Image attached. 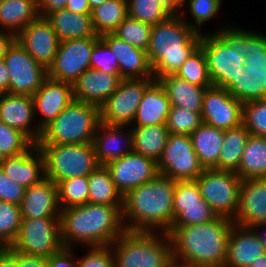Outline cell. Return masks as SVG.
<instances>
[{
  "label": "cell",
  "mask_w": 266,
  "mask_h": 267,
  "mask_svg": "<svg viewBox=\"0 0 266 267\" xmlns=\"http://www.w3.org/2000/svg\"><path fill=\"white\" fill-rule=\"evenodd\" d=\"M234 221L218 217L212 222L171 227L173 262L189 267H224Z\"/></svg>",
  "instance_id": "obj_1"
},
{
  "label": "cell",
  "mask_w": 266,
  "mask_h": 267,
  "mask_svg": "<svg viewBox=\"0 0 266 267\" xmlns=\"http://www.w3.org/2000/svg\"><path fill=\"white\" fill-rule=\"evenodd\" d=\"M176 182L158 174L151 181L129 191L123 197L122 218L125 230L154 232L156 227L167 234L174 222ZM125 219L130 223H125Z\"/></svg>",
  "instance_id": "obj_2"
},
{
  "label": "cell",
  "mask_w": 266,
  "mask_h": 267,
  "mask_svg": "<svg viewBox=\"0 0 266 267\" xmlns=\"http://www.w3.org/2000/svg\"><path fill=\"white\" fill-rule=\"evenodd\" d=\"M123 205L87 203L61 209L60 231L64 247L79 242L85 246L111 245L126 230L122 218Z\"/></svg>",
  "instance_id": "obj_3"
},
{
  "label": "cell",
  "mask_w": 266,
  "mask_h": 267,
  "mask_svg": "<svg viewBox=\"0 0 266 267\" xmlns=\"http://www.w3.org/2000/svg\"><path fill=\"white\" fill-rule=\"evenodd\" d=\"M184 20L179 13L152 25L146 52L155 80L175 74L200 46L202 32Z\"/></svg>",
  "instance_id": "obj_4"
},
{
  "label": "cell",
  "mask_w": 266,
  "mask_h": 267,
  "mask_svg": "<svg viewBox=\"0 0 266 267\" xmlns=\"http://www.w3.org/2000/svg\"><path fill=\"white\" fill-rule=\"evenodd\" d=\"M200 47L207 59L212 85L226 89L245 66L244 30L224 27L210 35L202 34Z\"/></svg>",
  "instance_id": "obj_5"
},
{
  "label": "cell",
  "mask_w": 266,
  "mask_h": 267,
  "mask_svg": "<svg viewBox=\"0 0 266 267\" xmlns=\"http://www.w3.org/2000/svg\"><path fill=\"white\" fill-rule=\"evenodd\" d=\"M162 235L125 231L111 244L115 267H169L173 263L171 239Z\"/></svg>",
  "instance_id": "obj_6"
},
{
  "label": "cell",
  "mask_w": 266,
  "mask_h": 267,
  "mask_svg": "<svg viewBox=\"0 0 266 267\" xmlns=\"http://www.w3.org/2000/svg\"><path fill=\"white\" fill-rule=\"evenodd\" d=\"M100 123L99 107L74 99L42 130L37 144L93 143Z\"/></svg>",
  "instance_id": "obj_7"
},
{
  "label": "cell",
  "mask_w": 266,
  "mask_h": 267,
  "mask_svg": "<svg viewBox=\"0 0 266 267\" xmlns=\"http://www.w3.org/2000/svg\"><path fill=\"white\" fill-rule=\"evenodd\" d=\"M37 146L44 156L46 179L55 184L68 178L89 175L99 166L93 143Z\"/></svg>",
  "instance_id": "obj_8"
},
{
  "label": "cell",
  "mask_w": 266,
  "mask_h": 267,
  "mask_svg": "<svg viewBox=\"0 0 266 267\" xmlns=\"http://www.w3.org/2000/svg\"><path fill=\"white\" fill-rule=\"evenodd\" d=\"M202 198L218 217L234 220L239 207L242 179L233 171L204 169L195 180Z\"/></svg>",
  "instance_id": "obj_9"
},
{
  "label": "cell",
  "mask_w": 266,
  "mask_h": 267,
  "mask_svg": "<svg viewBox=\"0 0 266 267\" xmlns=\"http://www.w3.org/2000/svg\"><path fill=\"white\" fill-rule=\"evenodd\" d=\"M64 247L60 218H22L18 236L11 245L18 252L48 258Z\"/></svg>",
  "instance_id": "obj_10"
},
{
  "label": "cell",
  "mask_w": 266,
  "mask_h": 267,
  "mask_svg": "<svg viewBox=\"0 0 266 267\" xmlns=\"http://www.w3.org/2000/svg\"><path fill=\"white\" fill-rule=\"evenodd\" d=\"M159 174L176 181H195L203 172L190 135L169 134L157 162Z\"/></svg>",
  "instance_id": "obj_11"
},
{
  "label": "cell",
  "mask_w": 266,
  "mask_h": 267,
  "mask_svg": "<svg viewBox=\"0 0 266 267\" xmlns=\"http://www.w3.org/2000/svg\"><path fill=\"white\" fill-rule=\"evenodd\" d=\"M154 78L121 79L116 91L100 107L101 122L128 127L133 122L146 88Z\"/></svg>",
  "instance_id": "obj_12"
},
{
  "label": "cell",
  "mask_w": 266,
  "mask_h": 267,
  "mask_svg": "<svg viewBox=\"0 0 266 267\" xmlns=\"http://www.w3.org/2000/svg\"><path fill=\"white\" fill-rule=\"evenodd\" d=\"M3 59L10 72V94L33 96L48 78V70L16 40L8 48Z\"/></svg>",
  "instance_id": "obj_13"
},
{
  "label": "cell",
  "mask_w": 266,
  "mask_h": 267,
  "mask_svg": "<svg viewBox=\"0 0 266 267\" xmlns=\"http://www.w3.org/2000/svg\"><path fill=\"white\" fill-rule=\"evenodd\" d=\"M100 37L60 41L58 52L48 68V77L74 84L89 69L91 53Z\"/></svg>",
  "instance_id": "obj_14"
},
{
  "label": "cell",
  "mask_w": 266,
  "mask_h": 267,
  "mask_svg": "<svg viewBox=\"0 0 266 267\" xmlns=\"http://www.w3.org/2000/svg\"><path fill=\"white\" fill-rule=\"evenodd\" d=\"M105 166L123 197L132 189L151 181L159 174L156 161L134 151Z\"/></svg>",
  "instance_id": "obj_15"
},
{
  "label": "cell",
  "mask_w": 266,
  "mask_h": 267,
  "mask_svg": "<svg viewBox=\"0 0 266 267\" xmlns=\"http://www.w3.org/2000/svg\"><path fill=\"white\" fill-rule=\"evenodd\" d=\"M202 122L227 130L242 124L243 103L231 95L227 89L212 86L203 96Z\"/></svg>",
  "instance_id": "obj_16"
},
{
  "label": "cell",
  "mask_w": 266,
  "mask_h": 267,
  "mask_svg": "<svg viewBox=\"0 0 266 267\" xmlns=\"http://www.w3.org/2000/svg\"><path fill=\"white\" fill-rule=\"evenodd\" d=\"M16 41L47 70L54 61L60 43L51 23L40 16L16 35Z\"/></svg>",
  "instance_id": "obj_17"
},
{
  "label": "cell",
  "mask_w": 266,
  "mask_h": 267,
  "mask_svg": "<svg viewBox=\"0 0 266 267\" xmlns=\"http://www.w3.org/2000/svg\"><path fill=\"white\" fill-rule=\"evenodd\" d=\"M35 115L41 113V122L37 127L42 131L50 124L73 100V84L47 78L32 96Z\"/></svg>",
  "instance_id": "obj_18"
},
{
  "label": "cell",
  "mask_w": 266,
  "mask_h": 267,
  "mask_svg": "<svg viewBox=\"0 0 266 267\" xmlns=\"http://www.w3.org/2000/svg\"><path fill=\"white\" fill-rule=\"evenodd\" d=\"M35 115L34 101L30 95L2 93L0 98V120L9 127L20 130L34 144H37L42 131L30 126ZM31 127V128H30Z\"/></svg>",
  "instance_id": "obj_19"
},
{
  "label": "cell",
  "mask_w": 266,
  "mask_h": 267,
  "mask_svg": "<svg viewBox=\"0 0 266 267\" xmlns=\"http://www.w3.org/2000/svg\"><path fill=\"white\" fill-rule=\"evenodd\" d=\"M244 69L252 77L251 101L266 99V35L244 30Z\"/></svg>",
  "instance_id": "obj_20"
},
{
  "label": "cell",
  "mask_w": 266,
  "mask_h": 267,
  "mask_svg": "<svg viewBox=\"0 0 266 267\" xmlns=\"http://www.w3.org/2000/svg\"><path fill=\"white\" fill-rule=\"evenodd\" d=\"M1 169L11 180L26 189L46 178L43 153L34 143L26 151L6 157Z\"/></svg>",
  "instance_id": "obj_21"
},
{
  "label": "cell",
  "mask_w": 266,
  "mask_h": 267,
  "mask_svg": "<svg viewBox=\"0 0 266 267\" xmlns=\"http://www.w3.org/2000/svg\"><path fill=\"white\" fill-rule=\"evenodd\" d=\"M233 221L244 227L266 222V178L242 180L239 207Z\"/></svg>",
  "instance_id": "obj_22"
},
{
  "label": "cell",
  "mask_w": 266,
  "mask_h": 267,
  "mask_svg": "<svg viewBox=\"0 0 266 267\" xmlns=\"http://www.w3.org/2000/svg\"><path fill=\"white\" fill-rule=\"evenodd\" d=\"M120 74L104 73L89 68L73 84V98L77 101L101 107L116 91Z\"/></svg>",
  "instance_id": "obj_23"
},
{
  "label": "cell",
  "mask_w": 266,
  "mask_h": 267,
  "mask_svg": "<svg viewBox=\"0 0 266 267\" xmlns=\"http://www.w3.org/2000/svg\"><path fill=\"white\" fill-rule=\"evenodd\" d=\"M100 38L116 56L122 79L154 78L146 51L133 47L113 33L101 35Z\"/></svg>",
  "instance_id": "obj_24"
},
{
  "label": "cell",
  "mask_w": 266,
  "mask_h": 267,
  "mask_svg": "<svg viewBox=\"0 0 266 267\" xmlns=\"http://www.w3.org/2000/svg\"><path fill=\"white\" fill-rule=\"evenodd\" d=\"M20 209L22 218L60 217L57 185L45 178L39 184L28 187Z\"/></svg>",
  "instance_id": "obj_25"
},
{
  "label": "cell",
  "mask_w": 266,
  "mask_h": 267,
  "mask_svg": "<svg viewBox=\"0 0 266 267\" xmlns=\"http://www.w3.org/2000/svg\"><path fill=\"white\" fill-rule=\"evenodd\" d=\"M264 254L266 252L255 230L234 223L228 240L224 267H249Z\"/></svg>",
  "instance_id": "obj_26"
},
{
  "label": "cell",
  "mask_w": 266,
  "mask_h": 267,
  "mask_svg": "<svg viewBox=\"0 0 266 267\" xmlns=\"http://www.w3.org/2000/svg\"><path fill=\"white\" fill-rule=\"evenodd\" d=\"M124 127L125 126L107 125L102 122L98 126L96 134L94 135L93 146L99 165H106L111 161L120 159L125 154L133 152L132 130L125 134L122 132ZM122 140L124 141L123 144L119 142Z\"/></svg>",
  "instance_id": "obj_27"
},
{
  "label": "cell",
  "mask_w": 266,
  "mask_h": 267,
  "mask_svg": "<svg viewBox=\"0 0 266 267\" xmlns=\"http://www.w3.org/2000/svg\"><path fill=\"white\" fill-rule=\"evenodd\" d=\"M171 103L165 88L154 80L145 90L133 123L136 126L166 125Z\"/></svg>",
  "instance_id": "obj_28"
},
{
  "label": "cell",
  "mask_w": 266,
  "mask_h": 267,
  "mask_svg": "<svg viewBox=\"0 0 266 267\" xmlns=\"http://www.w3.org/2000/svg\"><path fill=\"white\" fill-rule=\"evenodd\" d=\"M60 41L100 37L95 31L91 14H79L67 9L55 10L45 17Z\"/></svg>",
  "instance_id": "obj_29"
},
{
  "label": "cell",
  "mask_w": 266,
  "mask_h": 267,
  "mask_svg": "<svg viewBox=\"0 0 266 267\" xmlns=\"http://www.w3.org/2000/svg\"><path fill=\"white\" fill-rule=\"evenodd\" d=\"M224 130L202 123L191 135L193 149L204 169L218 170Z\"/></svg>",
  "instance_id": "obj_30"
},
{
  "label": "cell",
  "mask_w": 266,
  "mask_h": 267,
  "mask_svg": "<svg viewBox=\"0 0 266 267\" xmlns=\"http://www.w3.org/2000/svg\"><path fill=\"white\" fill-rule=\"evenodd\" d=\"M165 88L171 106L183 107L193 112H201L203 96L207 88L191 84L174 74L159 79Z\"/></svg>",
  "instance_id": "obj_31"
},
{
  "label": "cell",
  "mask_w": 266,
  "mask_h": 267,
  "mask_svg": "<svg viewBox=\"0 0 266 267\" xmlns=\"http://www.w3.org/2000/svg\"><path fill=\"white\" fill-rule=\"evenodd\" d=\"M38 17L37 0H0V26L15 36Z\"/></svg>",
  "instance_id": "obj_32"
},
{
  "label": "cell",
  "mask_w": 266,
  "mask_h": 267,
  "mask_svg": "<svg viewBox=\"0 0 266 267\" xmlns=\"http://www.w3.org/2000/svg\"><path fill=\"white\" fill-rule=\"evenodd\" d=\"M132 133L133 151L158 162L169 136L166 125L133 127Z\"/></svg>",
  "instance_id": "obj_33"
},
{
  "label": "cell",
  "mask_w": 266,
  "mask_h": 267,
  "mask_svg": "<svg viewBox=\"0 0 266 267\" xmlns=\"http://www.w3.org/2000/svg\"><path fill=\"white\" fill-rule=\"evenodd\" d=\"M236 174L242 180L266 178V137H248Z\"/></svg>",
  "instance_id": "obj_34"
},
{
  "label": "cell",
  "mask_w": 266,
  "mask_h": 267,
  "mask_svg": "<svg viewBox=\"0 0 266 267\" xmlns=\"http://www.w3.org/2000/svg\"><path fill=\"white\" fill-rule=\"evenodd\" d=\"M249 131L241 124L224 130L223 146L220 150L218 170L236 172L239 168Z\"/></svg>",
  "instance_id": "obj_35"
},
{
  "label": "cell",
  "mask_w": 266,
  "mask_h": 267,
  "mask_svg": "<svg viewBox=\"0 0 266 267\" xmlns=\"http://www.w3.org/2000/svg\"><path fill=\"white\" fill-rule=\"evenodd\" d=\"M88 203L123 205V196L117 190L105 165H99L88 175Z\"/></svg>",
  "instance_id": "obj_36"
},
{
  "label": "cell",
  "mask_w": 266,
  "mask_h": 267,
  "mask_svg": "<svg viewBox=\"0 0 266 267\" xmlns=\"http://www.w3.org/2000/svg\"><path fill=\"white\" fill-rule=\"evenodd\" d=\"M127 16V0H108L91 10V18L98 36L113 33Z\"/></svg>",
  "instance_id": "obj_37"
},
{
  "label": "cell",
  "mask_w": 266,
  "mask_h": 267,
  "mask_svg": "<svg viewBox=\"0 0 266 267\" xmlns=\"http://www.w3.org/2000/svg\"><path fill=\"white\" fill-rule=\"evenodd\" d=\"M128 16L156 25L177 14L167 0H127Z\"/></svg>",
  "instance_id": "obj_38"
},
{
  "label": "cell",
  "mask_w": 266,
  "mask_h": 267,
  "mask_svg": "<svg viewBox=\"0 0 266 267\" xmlns=\"http://www.w3.org/2000/svg\"><path fill=\"white\" fill-rule=\"evenodd\" d=\"M56 185L61 209L88 203V175L61 180Z\"/></svg>",
  "instance_id": "obj_39"
},
{
  "label": "cell",
  "mask_w": 266,
  "mask_h": 267,
  "mask_svg": "<svg viewBox=\"0 0 266 267\" xmlns=\"http://www.w3.org/2000/svg\"><path fill=\"white\" fill-rule=\"evenodd\" d=\"M174 75L199 87L210 88L213 86L208 73L207 59L200 46Z\"/></svg>",
  "instance_id": "obj_40"
},
{
  "label": "cell",
  "mask_w": 266,
  "mask_h": 267,
  "mask_svg": "<svg viewBox=\"0 0 266 267\" xmlns=\"http://www.w3.org/2000/svg\"><path fill=\"white\" fill-rule=\"evenodd\" d=\"M174 222L171 227L202 224L218 218L211 206L202 198L200 204L173 205Z\"/></svg>",
  "instance_id": "obj_41"
},
{
  "label": "cell",
  "mask_w": 266,
  "mask_h": 267,
  "mask_svg": "<svg viewBox=\"0 0 266 267\" xmlns=\"http://www.w3.org/2000/svg\"><path fill=\"white\" fill-rule=\"evenodd\" d=\"M152 25L127 16L113 32L114 35L133 47L147 51Z\"/></svg>",
  "instance_id": "obj_42"
},
{
  "label": "cell",
  "mask_w": 266,
  "mask_h": 267,
  "mask_svg": "<svg viewBox=\"0 0 266 267\" xmlns=\"http://www.w3.org/2000/svg\"><path fill=\"white\" fill-rule=\"evenodd\" d=\"M22 223L19 205L0 201V241L6 246L16 240Z\"/></svg>",
  "instance_id": "obj_43"
},
{
  "label": "cell",
  "mask_w": 266,
  "mask_h": 267,
  "mask_svg": "<svg viewBox=\"0 0 266 267\" xmlns=\"http://www.w3.org/2000/svg\"><path fill=\"white\" fill-rule=\"evenodd\" d=\"M202 123L201 112L171 106L166 127L169 134L191 135Z\"/></svg>",
  "instance_id": "obj_44"
},
{
  "label": "cell",
  "mask_w": 266,
  "mask_h": 267,
  "mask_svg": "<svg viewBox=\"0 0 266 267\" xmlns=\"http://www.w3.org/2000/svg\"><path fill=\"white\" fill-rule=\"evenodd\" d=\"M242 124L250 135L266 137V99L243 103Z\"/></svg>",
  "instance_id": "obj_45"
},
{
  "label": "cell",
  "mask_w": 266,
  "mask_h": 267,
  "mask_svg": "<svg viewBox=\"0 0 266 267\" xmlns=\"http://www.w3.org/2000/svg\"><path fill=\"white\" fill-rule=\"evenodd\" d=\"M32 144L33 142L24 133L0 120V152L6 157L20 154Z\"/></svg>",
  "instance_id": "obj_46"
},
{
  "label": "cell",
  "mask_w": 266,
  "mask_h": 267,
  "mask_svg": "<svg viewBox=\"0 0 266 267\" xmlns=\"http://www.w3.org/2000/svg\"><path fill=\"white\" fill-rule=\"evenodd\" d=\"M89 68L104 73L119 74V64L109 46L100 38L91 53Z\"/></svg>",
  "instance_id": "obj_47"
},
{
  "label": "cell",
  "mask_w": 266,
  "mask_h": 267,
  "mask_svg": "<svg viewBox=\"0 0 266 267\" xmlns=\"http://www.w3.org/2000/svg\"><path fill=\"white\" fill-rule=\"evenodd\" d=\"M87 254L77 260V267H115V256L111 245L91 246Z\"/></svg>",
  "instance_id": "obj_48"
},
{
  "label": "cell",
  "mask_w": 266,
  "mask_h": 267,
  "mask_svg": "<svg viewBox=\"0 0 266 267\" xmlns=\"http://www.w3.org/2000/svg\"><path fill=\"white\" fill-rule=\"evenodd\" d=\"M195 25L201 26L213 18L221 7V0H188Z\"/></svg>",
  "instance_id": "obj_49"
},
{
  "label": "cell",
  "mask_w": 266,
  "mask_h": 267,
  "mask_svg": "<svg viewBox=\"0 0 266 267\" xmlns=\"http://www.w3.org/2000/svg\"><path fill=\"white\" fill-rule=\"evenodd\" d=\"M202 199L200 187L196 181H177L173 205L200 204Z\"/></svg>",
  "instance_id": "obj_50"
},
{
  "label": "cell",
  "mask_w": 266,
  "mask_h": 267,
  "mask_svg": "<svg viewBox=\"0 0 266 267\" xmlns=\"http://www.w3.org/2000/svg\"><path fill=\"white\" fill-rule=\"evenodd\" d=\"M26 188L11 180L2 169H0V201L21 204Z\"/></svg>",
  "instance_id": "obj_51"
},
{
  "label": "cell",
  "mask_w": 266,
  "mask_h": 267,
  "mask_svg": "<svg viewBox=\"0 0 266 267\" xmlns=\"http://www.w3.org/2000/svg\"><path fill=\"white\" fill-rule=\"evenodd\" d=\"M251 76L243 67L236 79L226 88L227 91L242 103L251 101Z\"/></svg>",
  "instance_id": "obj_52"
},
{
  "label": "cell",
  "mask_w": 266,
  "mask_h": 267,
  "mask_svg": "<svg viewBox=\"0 0 266 267\" xmlns=\"http://www.w3.org/2000/svg\"><path fill=\"white\" fill-rule=\"evenodd\" d=\"M72 251L71 247H63L47 258L46 267H77V261L76 259L74 261Z\"/></svg>",
  "instance_id": "obj_53"
},
{
  "label": "cell",
  "mask_w": 266,
  "mask_h": 267,
  "mask_svg": "<svg viewBox=\"0 0 266 267\" xmlns=\"http://www.w3.org/2000/svg\"><path fill=\"white\" fill-rule=\"evenodd\" d=\"M68 0H37L40 17H46L55 10L64 9Z\"/></svg>",
  "instance_id": "obj_54"
},
{
  "label": "cell",
  "mask_w": 266,
  "mask_h": 267,
  "mask_svg": "<svg viewBox=\"0 0 266 267\" xmlns=\"http://www.w3.org/2000/svg\"><path fill=\"white\" fill-rule=\"evenodd\" d=\"M47 258L18 252V267H46Z\"/></svg>",
  "instance_id": "obj_55"
},
{
  "label": "cell",
  "mask_w": 266,
  "mask_h": 267,
  "mask_svg": "<svg viewBox=\"0 0 266 267\" xmlns=\"http://www.w3.org/2000/svg\"><path fill=\"white\" fill-rule=\"evenodd\" d=\"M0 267H18V251L6 247L0 253Z\"/></svg>",
  "instance_id": "obj_56"
},
{
  "label": "cell",
  "mask_w": 266,
  "mask_h": 267,
  "mask_svg": "<svg viewBox=\"0 0 266 267\" xmlns=\"http://www.w3.org/2000/svg\"><path fill=\"white\" fill-rule=\"evenodd\" d=\"M65 9L79 14H91L88 0H68Z\"/></svg>",
  "instance_id": "obj_57"
},
{
  "label": "cell",
  "mask_w": 266,
  "mask_h": 267,
  "mask_svg": "<svg viewBox=\"0 0 266 267\" xmlns=\"http://www.w3.org/2000/svg\"><path fill=\"white\" fill-rule=\"evenodd\" d=\"M6 30L0 29V59H3L8 48L16 40V36L9 31L6 33Z\"/></svg>",
  "instance_id": "obj_58"
},
{
  "label": "cell",
  "mask_w": 266,
  "mask_h": 267,
  "mask_svg": "<svg viewBox=\"0 0 266 267\" xmlns=\"http://www.w3.org/2000/svg\"><path fill=\"white\" fill-rule=\"evenodd\" d=\"M4 59H0V91L9 93L10 75Z\"/></svg>",
  "instance_id": "obj_59"
},
{
  "label": "cell",
  "mask_w": 266,
  "mask_h": 267,
  "mask_svg": "<svg viewBox=\"0 0 266 267\" xmlns=\"http://www.w3.org/2000/svg\"><path fill=\"white\" fill-rule=\"evenodd\" d=\"M266 227V222H261V223H258V224H255L252 228L255 230L257 236L259 237V240H260V243L262 244V246L264 247V250L266 252V232H261L259 230H256L258 229V227Z\"/></svg>",
  "instance_id": "obj_60"
},
{
  "label": "cell",
  "mask_w": 266,
  "mask_h": 267,
  "mask_svg": "<svg viewBox=\"0 0 266 267\" xmlns=\"http://www.w3.org/2000/svg\"><path fill=\"white\" fill-rule=\"evenodd\" d=\"M169 6L177 13L179 14V11L181 7H183L184 3L188 0H167Z\"/></svg>",
  "instance_id": "obj_61"
},
{
  "label": "cell",
  "mask_w": 266,
  "mask_h": 267,
  "mask_svg": "<svg viewBox=\"0 0 266 267\" xmlns=\"http://www.w3.org/2000/svg\"><path fill=\"white\" fill-rule=\"evenodd\" d=\"M249 267H266V254L253 261Z\"/></svg>",
  "instance_id": "obj_62"
},
{
  "label": "cell",
  "mask_w": 266,
  "mask_h": 267,
  "mask_svg": "<svg viewBox=\"0 0 266 267\" xmlns=\"http://www.w3.org/2000/svg\"><path fill=\"white\" fill-rule=\"evenodd\" d=\"M108 0H88L91 10L102 5Z\"/></svg>",
  "instance_id": "obj_63"
},
{
  "label": "cell",
  "mask_w": 266,
  "mask_h": 267,
  "mask_svg": "<svg viewBox=\"0 0 266 267\" xmlns=\"http://www.w3.org/2000/svg\"><path fill=\"white\" fill-rule=\"evenodd\" d=\"M5 158H6V156L3 153L0 152V169H1L2 164L5 161Z\"/></svg>",
  "instance_id": "obj_64"
},
{
  "label": "cell",
  "mask_w": 266,
  "mask_h": 267,
  "mask_svg": "<svg viewBox=\"0 0 266 267\" xmlns=\"http://www.w3.org/2000/svg\"><path fill=\"white\" fill-rule=\"evenodd\" d=\"M169 267H189V266H185V265H181V264L173 262Z\"/></svg>",
  "instance_id": "obj_65"
},
{
  "label": "cell",
  "mask_w": 266,
  "mask_h": 267,
  "mask_svg": "<svg viewBox=\"0 0 266 267\" xmlns=\"http://www.w3.org/2000/svg\"><path fill=\"white\" fill-rule=\"evenodd\" d=\"M6 248V246L0 241V253Z\"/></svg>",
  "instance_id": "obj_66"
}]
</instances>
